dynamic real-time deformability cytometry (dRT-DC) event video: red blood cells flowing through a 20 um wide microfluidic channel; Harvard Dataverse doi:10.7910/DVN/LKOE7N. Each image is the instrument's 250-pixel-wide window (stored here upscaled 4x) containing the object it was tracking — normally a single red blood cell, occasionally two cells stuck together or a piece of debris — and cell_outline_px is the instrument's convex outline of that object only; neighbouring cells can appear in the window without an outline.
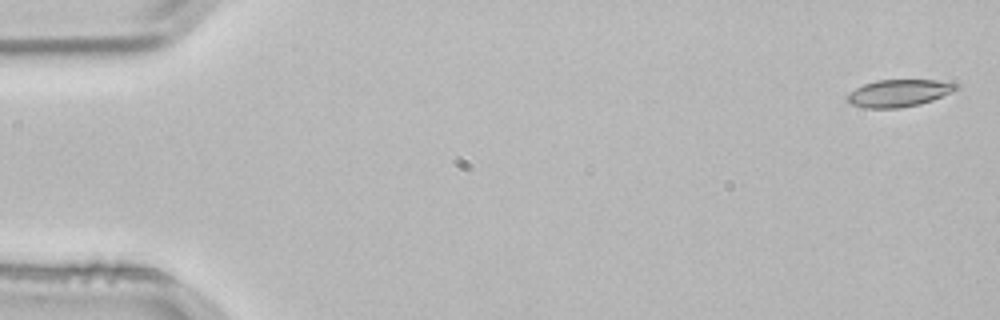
{"species": "common noctule bat (a hibernating species)", "species_latin": "Nyctalus noctula", "temperature_condition": "room temperature", "stored_images_in_passage": 4, "camera_frame_rate_fps": 3000, "um_per_image_px": 0.085, "animal": {"sex": "male", "body_mass_g": 21.5, "forearm_length_mm": 52.0}, "frame": {"image": 1, "passage_image": 1, "time_ms": 0.0, "image_size_px": [1000, 320], "cell_outline_px": [[956, 88], [952, 92], [932, 100], [920, 104], [896, 108], [864, 108], [852, 104], [848, 100], [848, 96], [856, 88], [864, 84], [876, 80], [952, 80], [956, 84]], "centroid_in_image_um": [76.45, 7.9], "position_along_channel_um": 8.6, "area_um2": 17.11}}
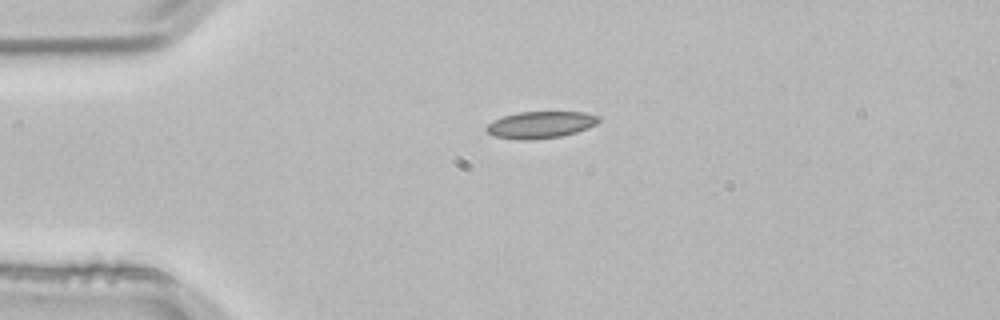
{"frame": {"image": 2, "passage_image": 3, "time_ms": 0.667, "image_size_px": [1000, 320], "cell_outline_px": [[600, 120], [596, 124], [588, 128], [576, 132], [560, 136], [532, 140], [520, 140], [492, 136], [484, 128], [488, 124], [504, 116], [520, 112], [584, 112], [600, 116]], "centroid_in_image_um": [45.96, 10.61], "position_along_channel_um": 39.0, "area_um2": 17.51}}
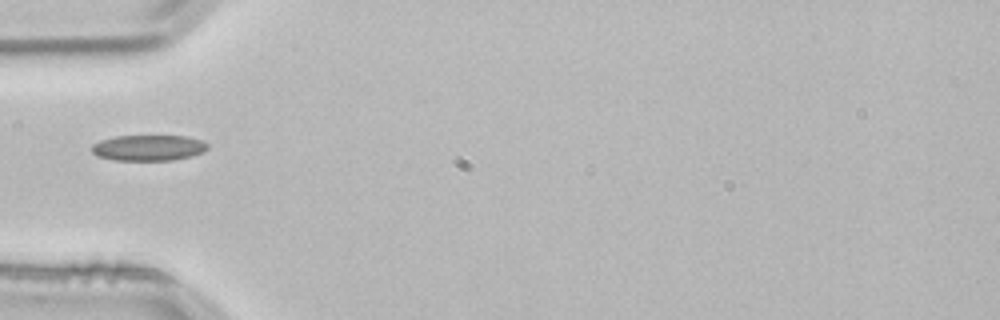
{"frame": {"image": 3, "passage_image": 4, "time_ms": 1.0, "image_size_px": [1000, 320], "cell_outline_px": [[208, 148], [204, 152], [192, 156], [172, 160], [112, 160], [96, 156], [92, 152], [92, 144], [100, 140], [116, 136], [188, 136], [200, 140], [208, 144]], "centroid_in_image_um": [12.61, 12.56], "position_along_channel_um": 72.4, "area_um2": 17.51}}